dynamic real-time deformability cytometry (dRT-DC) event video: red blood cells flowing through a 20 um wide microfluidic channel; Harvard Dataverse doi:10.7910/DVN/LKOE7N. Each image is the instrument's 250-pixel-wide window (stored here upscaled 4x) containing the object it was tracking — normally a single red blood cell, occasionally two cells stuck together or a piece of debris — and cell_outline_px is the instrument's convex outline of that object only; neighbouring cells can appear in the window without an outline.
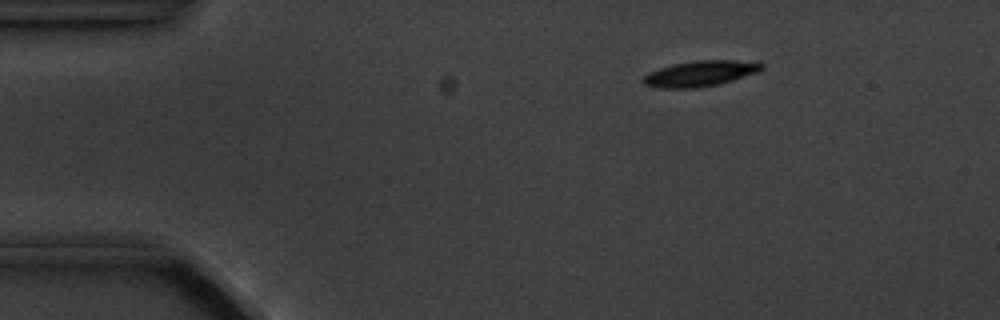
{"species": "common noctule bat (a hibernating species)", "species_latin": "Nyctalus noctula", "temperature_condition": "cold", "stored_images_in_passage": 5, "camera_frame_rate_fps": 3000, "um_per_image_px": 0.085, "animal": {"sex": "male", "body_mass_g": 20.1, "forearm_length_mm": 53.5}, "frame": {"image": 1, "passage_image": 3, "time_ms": 2.333, "image_size_px": [1000, 320], "cell_outline_px": [[764, 68], [760, 72], [732, 80], [716, 84], [696, 88], [660, 88], [644, 84], [640, 80], [648, 72], [672, 64], [696, 60], [760, 60], [764, 64]], "centroid_in_image_um": [59.58, 6.23], "position_along_channel_um": 25.4, "area_um2": 18.03}}